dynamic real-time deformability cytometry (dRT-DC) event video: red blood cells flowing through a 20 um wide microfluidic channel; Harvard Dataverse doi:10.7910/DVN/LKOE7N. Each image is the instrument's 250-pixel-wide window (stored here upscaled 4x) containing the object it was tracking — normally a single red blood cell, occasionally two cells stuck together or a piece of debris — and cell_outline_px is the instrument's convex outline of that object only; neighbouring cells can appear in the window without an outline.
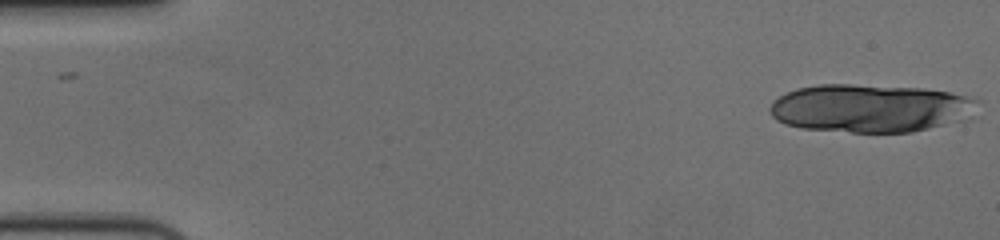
{"species": "human", "species_latin": "Homo sapiens", "temperature_condition": "cold", "stored_images_in_passage": 16, "camera_frame_rate_fps": 3000, "um_per_image_px": 0.085, "donor": {"sex": "female"}, "frame": {"image": 1, "passage_image": 1, "time_ms": 0.0, "image_size_px": [1000, 240], "cell_outline_px": [[980, 100], [968, 120], [912, 132], [852, 132], [800, 128], [784, 124], [776, 120], [768, 112], [768, 108], [772, 100], [796, 88], [820, 84], [852, 84], [924, 88], [948, 92], [968, 96]], "centroid_in_image_um": [73.97, 9.2], "position_along_channel_um": 11.0, "area_um2": 58.84}}